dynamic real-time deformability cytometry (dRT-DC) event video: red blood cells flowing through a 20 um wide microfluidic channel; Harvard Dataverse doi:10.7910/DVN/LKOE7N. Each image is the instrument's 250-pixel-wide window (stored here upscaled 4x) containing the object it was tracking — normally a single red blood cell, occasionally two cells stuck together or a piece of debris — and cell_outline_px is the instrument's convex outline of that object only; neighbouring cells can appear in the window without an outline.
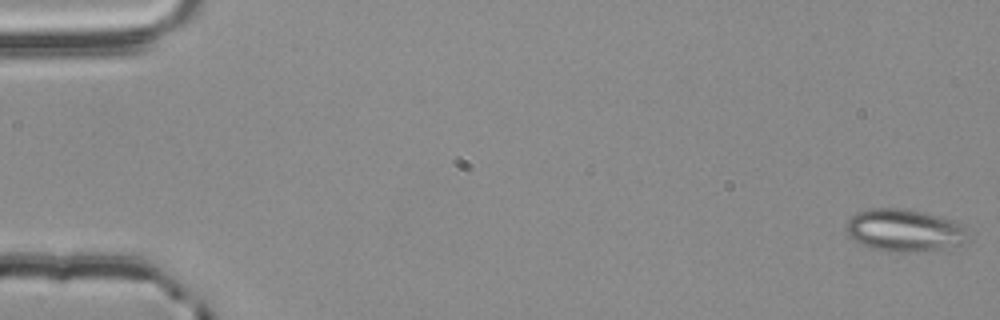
{"species": "common noctule bat (a hibernating species)", "species_latin": "Nyctalus noctula", "temperature_condition": "room temperature", "stored_images_in_passage": 56, "camera_frame_rate_fps": 3000, "um_per_image_px": 0.085, "animal": {"sex": "male", "body_mass_g": 20.4}, "frame": {"image": 1, "passage_image": 1, "time_ms": 0.0, "image_size_px": [1000, 320], "cell_outline_px": [[972, 240], [960, 244], [940, 248], [916, 252], [900, 252], [876, 248], [860, 244], [852, 240], [848, 236], [844, 228], [848, 220], [852, 216], [860, 212], [872, 208], [900, 208], [940, 216], [960, 224], [972, 232]], "centroid_in_image_um": [76.91, 19.58], "position_along_channel_um": 8.1, "area_um2": 30.11}}
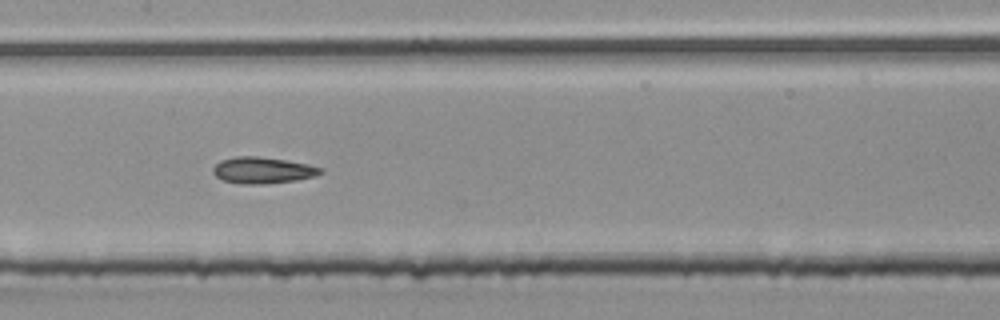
{"frame": {"image": 2, "passage_image": 28, "time_ms": 9.0, "image_size_px": [1000, 320], "cell_outline_px": [[324, 172], [316, 176], [296, 180], [264, 184], [244, 184], [224, 180], [216, 176], [212, 172], [212, 168], [220, 160], [236, 156], [260, 156], [308, 164], [324, 168]], "centroid_in_image_um": [22.35, 14.47], "position_along_channel_um": 185.1, "area_um2": 16.59}}
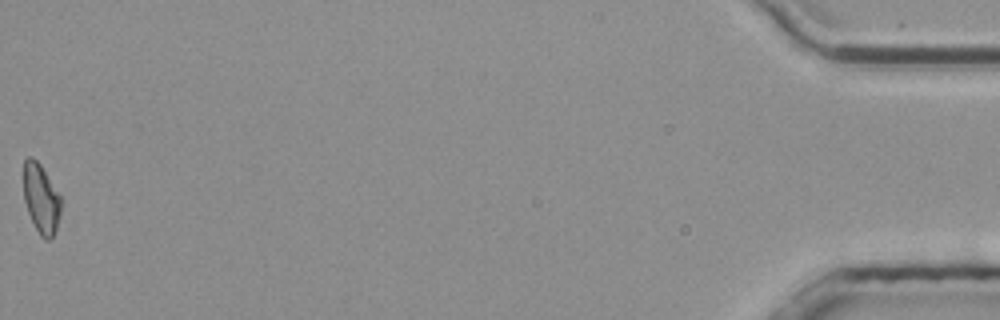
{"frame": {"image": 3, "passage_image": 56, "time_ms": 18.333, "image_size_px": [1000, 320], "cell_outline_px": [[60, 212], [56, 228], [52, 236], [48, 240], [44, 240], [40, 236], [28, 212], [24, 200], [24, 160], [28, 156], [32, 156], [40, 164], [60, 196]], "centroid_in_image_um": [3.47, 16.88], "position_along_channel_um": 431.7, "area_um2": 14.8}, "authors_computed_cell_mechanics": {"area_um2": 16.184, "velocity_mm_per_s": 3.7921, "shape_relaxation_time_tau1_ms": null, "shape_relaxation_time_tau2_ms": 2.7799, "deformation_change_tau1": null, "deformation_change_tau2": 0.0992}}